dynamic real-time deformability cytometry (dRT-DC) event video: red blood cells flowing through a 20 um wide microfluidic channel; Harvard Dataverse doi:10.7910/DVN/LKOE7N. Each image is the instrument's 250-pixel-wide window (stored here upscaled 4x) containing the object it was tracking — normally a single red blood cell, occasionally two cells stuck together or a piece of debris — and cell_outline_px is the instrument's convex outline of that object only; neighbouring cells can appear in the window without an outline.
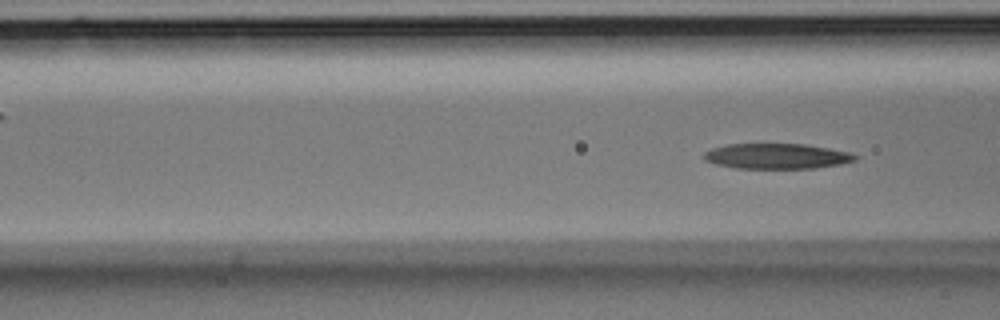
{"species": "Egyptian fruit bat (a non-hibernating species)", "species_latin": "Rousettus aegyptiacus", "temperature_condition": "room temperature", "stored_images_in_passage": 3, "camera_frame_rate_fps": 3000, "um_per_image_px": 0.085, "animal": {"sex": "male"}, "frame": {"image": 1, "passage_image": 3, "time_ms": 0.667, "image_size_px": [1000, 320], "cell_outline_px": [[860, 156], [856, 160], [840, 164], [816, 168], [736, 168], [716, 164], [704, 160], [704, 152], [712, 148], [728, 144], [804, 144], [828, 148], [848, 152]], "centroid_in_image_um": [66.03, 13.27], "position_along_channel_um": 100.6, "area_um2": 22.25}}